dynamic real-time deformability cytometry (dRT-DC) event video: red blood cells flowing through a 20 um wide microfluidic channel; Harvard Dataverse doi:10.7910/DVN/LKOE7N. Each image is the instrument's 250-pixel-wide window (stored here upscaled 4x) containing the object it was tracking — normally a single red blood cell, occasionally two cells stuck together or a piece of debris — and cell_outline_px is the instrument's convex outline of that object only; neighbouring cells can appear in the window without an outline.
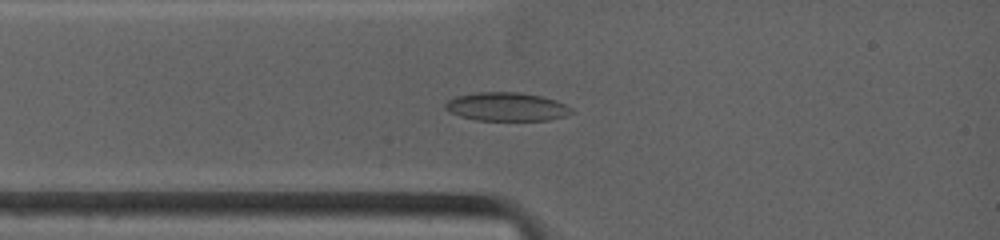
{"species": "common noctule bat (a hibernating species)", "species_latin": "Nyctalus noctula", "temperature_condition": "warm", "stored_images_in_passage": 30, "camera_frame_rate_fps": 4500, "um_per_image_px": 0.085, "animal": {"sex": "female", "body_mass_g": 19.0, "forearm_length_mm": 53.3}, "frame": {"image": 1, "passage_image": 5, "time_ms": 1.778, "image_size_px": [1000, 240], "cell_outline_px": [[572, 112], [568, 116], [548, 120], [476, 120], [460, 116], [448, 112], [444, 108], [444, 104], [448, 100], [456, 96], [476, 92], [520, 92], [540, 96], [556, 100], [572, 108]], "centroid_in_image_um": [43.04, 9.07], "position_along_channel_um": 42.0, "area_um2": 21.1}}
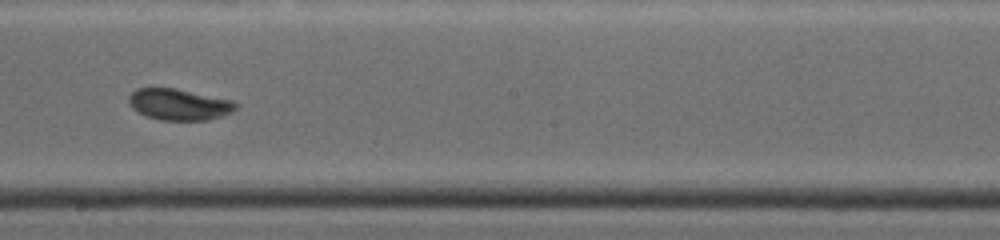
{"frame": {"image": 2, "passage_image": 17, "time_ms": 6.667, "image_size_px": [1000, 240], "cell_outline_px": [[236, 108], [232, 112], [208, 120], [160, 120], [136, 112], [128, 104], [128, 96], [136, 88], [176, 88], [232, 100], [236, 104]], "centroid_in_image_um": [15.17, 8.87], "position_along_channel_um": 233.0, "area_um2": 19.54}}
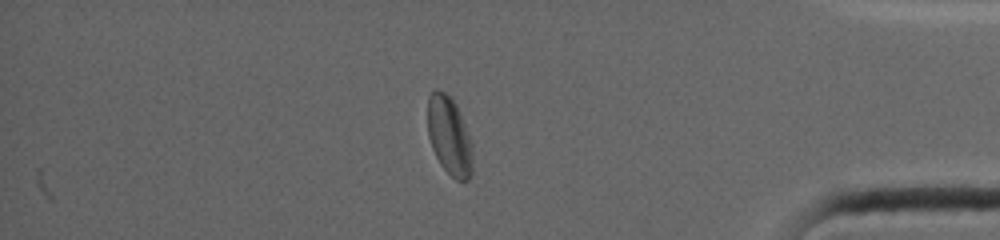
{"frame": {"image": 3, "passage_image": 30, "time_ms": 11.778, "image_size_px": [1000, 240], "cell_outline_px": [[472, 176], [468, 180], [456, 180], [440, 164], [432, 148], [428, 136], [428, 96], [436, 88], [452, 96], [456, 104], [468, 132], [472, 144]], "centroid_in_image_um": [38.2, 11.54], "position_along_channel_um": 397.0, "area_um2": 20.69}, "authors_computed_cell_mechanics": {"area_um2": 19.8543, "velocity_mm_per_s": 3.915, "shape_relaxation_time_tau1_ms": 4.3044, "shape_relaxation_time_tau2_ms": null, "deformation_change_tau1": 0.1109, "deformation_change_tau2": null}}